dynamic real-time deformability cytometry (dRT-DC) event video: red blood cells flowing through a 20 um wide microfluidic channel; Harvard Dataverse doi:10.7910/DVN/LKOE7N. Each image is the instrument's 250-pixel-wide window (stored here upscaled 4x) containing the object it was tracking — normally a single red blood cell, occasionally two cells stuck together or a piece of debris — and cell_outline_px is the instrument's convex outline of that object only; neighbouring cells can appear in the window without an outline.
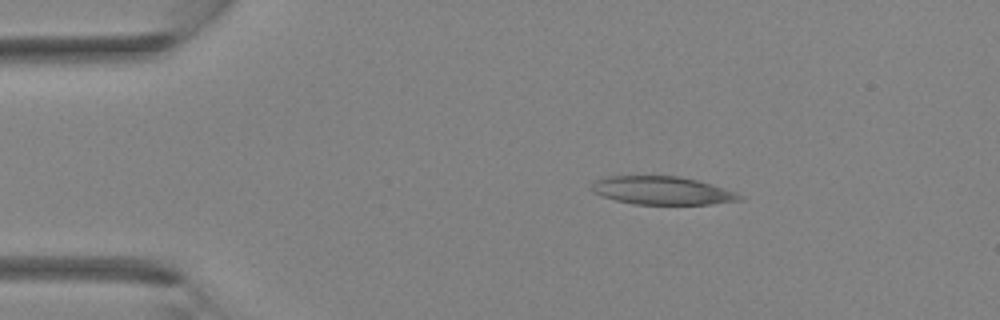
{"species": "Egyptian fruit bat (a non-hibernating species)", "species_latin": "Rousettus aegyptiacus", "temperature_condition": "room temperature", "stored_images_in_passage": 32, "camera_frame_rate_fps": 3000, "um_per_image_px": 0.085, "animal": {"sex": "female"}, "frame": {"image": 1, "passage_image": 1, "time_ms": 0.0, "image_size_px": [1000, 320], "cell_outline_px": [[744, 200], [712, 204], [636, 204], [616, 200], [600, 196], [592, 192], [588, 188], [596, 180], [608, 176], [680, 176], [712, 184], [736, 192], [744, 196]], "centroid_in_image_um": [56.28, 16.2], "position_along_channel_um": 28.7, "area_um2": 24.45}}
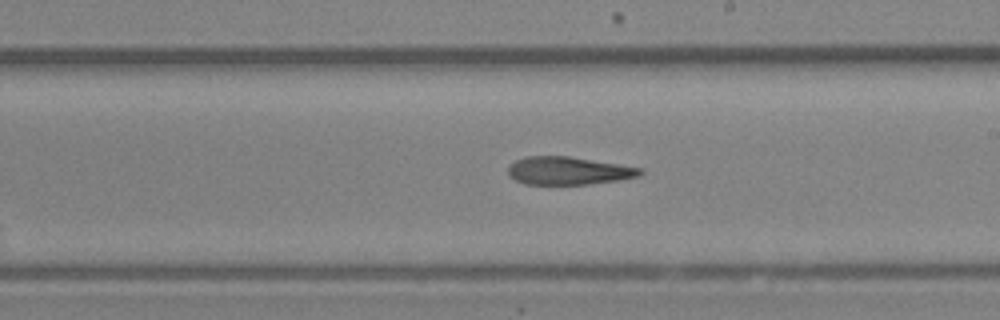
{"frame": {"image": 2, "passage_image": 16, "time_ms": 5.0, "image_size_px": [1000, 320], "cell_outline_px": [[644, 172], [640, 176], [616, 180], [588, 184], [524, 184], [508, 176], [508, 164], [524, 156], [568, 156], [620, 164], [644, 168]], "centroid_in_image_um": [48.3, 14.5], "position_along_channel_um": 240.7, "area_um2": 21.62}}
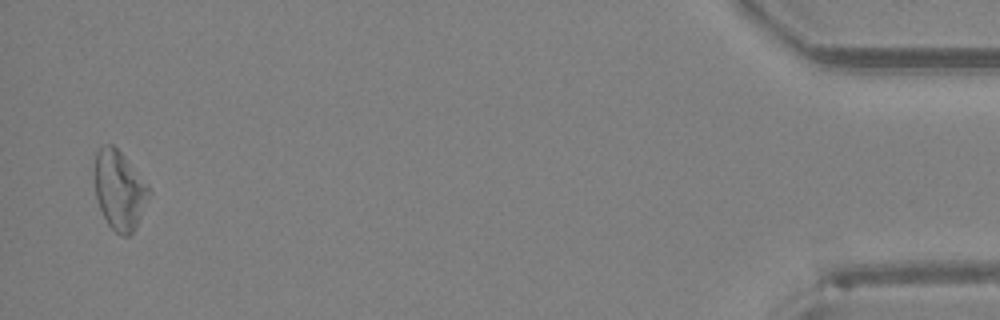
{"frame": {"image": 3, "passage_image": 31, "time_ms": 10.0, "image_size_px": [1000, 320], "cell_outline_px": [[152, 192], [136, 228], [128, 236], [120, 236], [108, 224], [100, 208], [96, 196], [92, 168], [96, 152], [104, 144], [112, 144], [124, 156], [148, 184]], "centroid_in_image_um": [10.14, 16.15], "position_along_channel_um": 425.1, "area_um2": 25.43}}